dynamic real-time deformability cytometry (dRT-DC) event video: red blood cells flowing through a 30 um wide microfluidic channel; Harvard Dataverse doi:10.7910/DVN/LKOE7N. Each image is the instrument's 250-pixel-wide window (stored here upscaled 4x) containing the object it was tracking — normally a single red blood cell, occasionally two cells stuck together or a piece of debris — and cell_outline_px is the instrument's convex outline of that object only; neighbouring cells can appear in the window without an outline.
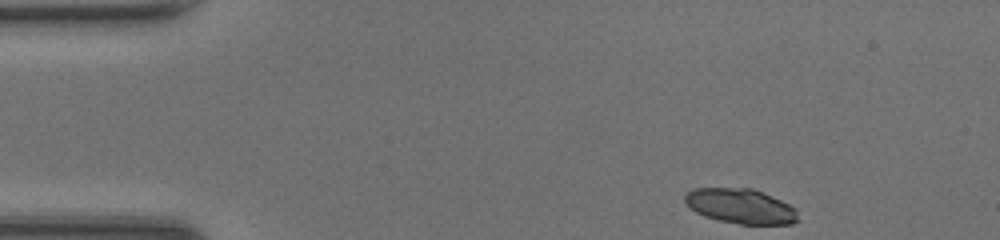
{"species": "common noctule bat (a hibernating species)", "species_latin": "Nyctalus noctula", "temperature_condition": "room temperature", "stored_images_in_passage": 42, "camera_frame_rate_fps": 3000, "um_per_image_px": 0.085, "animal": {"sex": "female", "body_mass_g": 20.0, "forearm_length_mm": 54.0}, "frame": {"image": 1, "passage_image": 1, "time_ms": 0.0, "image_size_px": [1000, 240], "cell_outline_px": [[800, 220], [792, 224], [740, 224], [720, 220], [704, 216], [696, 212], [684, 200], [684, 196], [692, 188], [752, 188], [764, 192], [796, 208]], "centroid_in_image_um": [62.99, 17.52], "position_along_channel_um": 22.0, "area_um2": 23.0}}
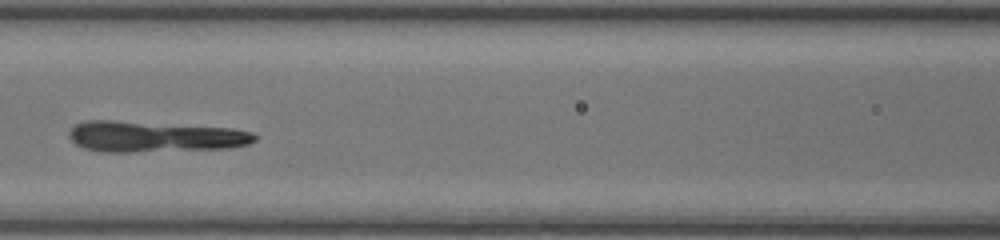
{"frame": {"image": 2, "passage_image": 16, "time_ms": 5.0, "image_size_px": [1000, 240], "cell_outline_px": [[256, 140], [248, 144], [228, 148], [128, 152], [100, 152], [84, 148], [76, 144], [68, 136], [68, 132], [76, 124], [84, 120], [112, 120], [232, 128], [252, 132], [256, 136]], "centroid_in_image_um": [13.1, 11.61], "position_along_channel_um": 153.5, "area_um2": 33.41}}
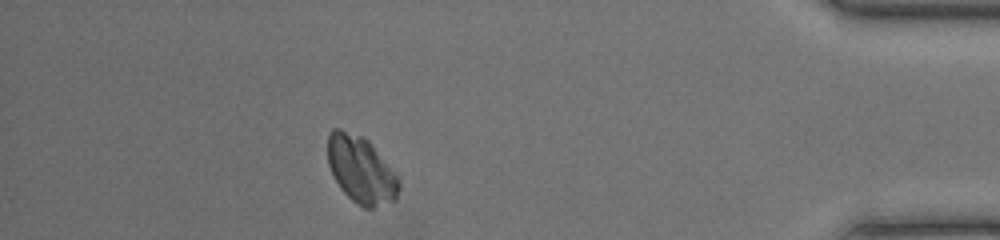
{"frame": {"image": 3, "passage_image": 37, "time_ms": 12.0, "image_size_px": [1000, 240], "cell_outline_px": [[400, 188], [396, 200], [372, 208], [364, 208], [356, 204], [340, 188], [328, 164], [328, 132], [332, 128], [340, 128], [364, 136], [372, 144], [396, 176], [400, 184]], "centroid_in_image_um": [30.67, 14.42], "position_along_channel_um": 404.5, "area_um2": 27.74}}